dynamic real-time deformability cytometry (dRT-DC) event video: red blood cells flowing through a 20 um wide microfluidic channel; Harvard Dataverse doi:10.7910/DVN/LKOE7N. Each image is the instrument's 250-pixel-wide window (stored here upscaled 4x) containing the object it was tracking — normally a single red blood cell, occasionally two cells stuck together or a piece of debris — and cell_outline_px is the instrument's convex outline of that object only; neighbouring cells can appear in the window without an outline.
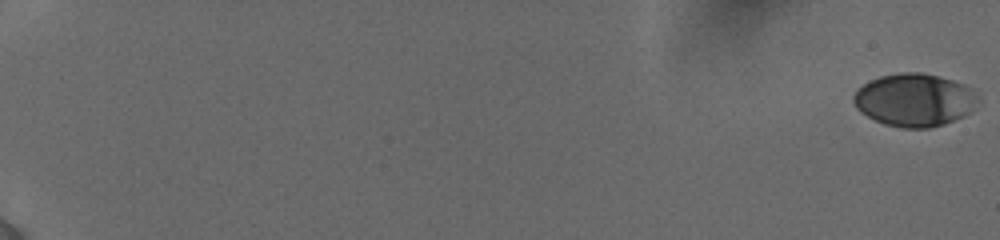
{"species": "human", "species_latin": "Homo sapiens", "temperature_condition": "cold", "stored_images_in_passage": 53, "camera_frame_rate_fps": 3000, "um_per_image_px": 0.085, "donor": {"sex": "female"}, "frame": {"image": 1, "passage_image": 1, "time_ms": 0.0, "image_size_px": [1000, 240], "cell_outline_px": [[980, 100], [972, 112], [964, 116], [944, 124], [928, 128], [900, 128], [884, 124], [860, 112], [856, 108], [852, 100], [852, 96], [864, 84], [880, 76], [900, 72], [920, 72], [952, 80], [964, 84], [972, 88]], "centroid_in_image_um": [77.76, 8.51], "position_along_channel_um": 7.2, "area_um2": 38.49}}
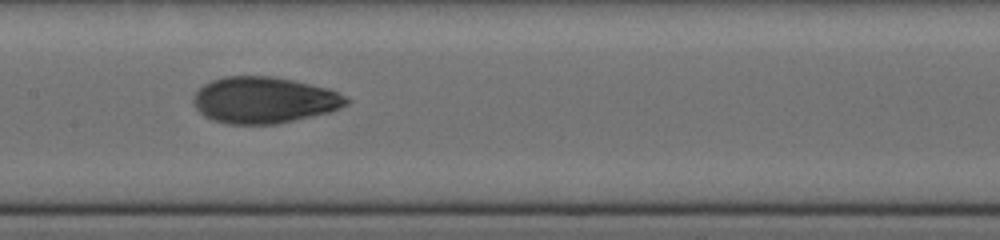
{"frame": {"image": 2, "passage_image": 29, "time_ms": 10.667, "image_size_px": [1000, 240], "cell_outline_px": [[352, 100], [348, 104], [340, 108], [328, 112], [276, 124], [228, 124], [212, 120], [204, 116], [196, 108], [192, 100], [196, 92], [204, 84], [212, 80], [224, 76], [272, 76], [292, 80], [328, 88], [348, 96]], "centroid_in_image_um": [22.46, 8.5], "position_along_channel_um": 184.9, "area_um2": 41.38}}
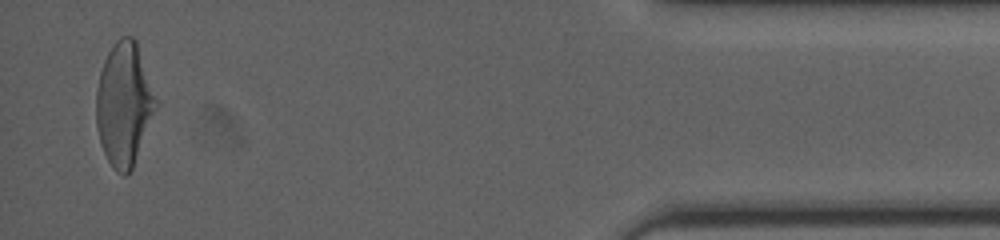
{"frame": {"image": 3, "passage_image": 52, "time_ms": 18.333, "image_size_px": [1000, 240], "cell_outline_px": [[160, 104], [132, 168], [124, 176], [116, 172], [112, 168], [100, 144], [96, 124], [96, 88], [100, 72], [104, 60], [108, 52], [116, 40], [120, 36], [132, 36], [136, 40]], "centroid_in_image_um": [10.57, 8.85], "position_along_channel_um": 424.6, "area_um2": 43.52}, "authors_computed_cell_mechanics": {"area_um2": 40.1132, "velocity_mm_per_s": 3.8802, "shape_relaxation_time_tau1_ms": 5.2012, "shape_relaxation_time_tau2_ms": 1.2893, "deformation_change_tau1": 0.1963, "deformation_change_tau2": 0.0607}}